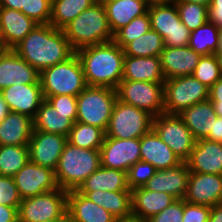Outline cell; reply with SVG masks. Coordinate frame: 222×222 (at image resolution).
I'll list each match as a JSON object with an SVG mask.
<instances>
[{"mask_svg":"<svg viewBox=\"0 0 222 222\" xmlns=\"http://www.w3.org/2000/svg\"><path fill=\"white\" fill-rule=\"evenodd\" d=\"M140 154L141 160L149 162L156 170H164L182 163L153 128L140 138Z\"/></svg>","mask_w":222,"mask_h":222,"instance_id":"obj_23","label":"cell"},{"mask_svg":"<svg viewBox=\"0 0 222 222\" xmlns=\"http://www.w3.org/2000/svg\"><path fill=\"white\" fill-rule=\"evenodd\" d=\"M215 55L217 57L219 68H220V73L222 76V52H216Z\"/></svg>","mask_w":222,"mask_h":222,"instance_id":"obj_57","label":"cell"},{"mask_svg":"<svg viewBox=\"0 0 222 222\" xmlns=\"http://www.w3.org/2000/svg\"><path fill=\"white\" fill-rule=\"evenodd\" d=\"M176 200L170 194L150 191L145 187L134 189L131 191L132 218L146 222Z\"/></svg>","mask_w":222,"mask_h":222,"instance_id":"obj_24","label":"cell"},{"mask_svg":"<svg viewBox=\"0 0 222 222\" xmlns=\"http://www.w3.org/2000/svg\"><path fill=\"white\" fill-rule=\"evenodd\" d=\"M204 139L222 143V117L216 116V121L210 129L209 134Z\"/></svg>","mask_w":222,"mask_h":222,"instance_id":"obj_50","label":"cell"},{"mask_svg":"<svg viewBox=\"0 0 222 222\" xmlns=\"http://www.w3.org/2000/svg\"><path fill=\"white\" fill-rule=\"evenodd\" d=\"M116 92L118 100L154 117L164 113V83L122 80Z\"/></svg>","mask_w":222,"mask_h":222,"instance_id":"obj_10","label":"cell"},{"mask_svg":"<svg viewBox=\"0 0 222 222\" xmlns=\"http://www.w3.org/2000/svg\"><path fill=\"white\" fill-rule=\"evenodd\" d=\"M105 132L85 123L75 122L67 137V141L84 149H100L103 144Z\"/></svg>","mask_w":222,"mask_h":222,"instance_id":"obj_36","label":"cell"},{"mask_svg":"<svg viewBox=\"0 0 222 222\" xmlns=\"http://www.w3.org/2000/svg\"><path fill=\"white\" fill-rule=\"evenodd\" d=\"M39 80L44 99L62 94L78 96L88 86L76 53L65 62L43 70Z\"/></svg>","mask_w":222,"mask_h":222,"instance_id":"obj_5","label":"cell"},{"mask_svg":"<svg viewBox=\"0 0 222 222\" xmlns=\"http://www.w3.org/2000/svg\"><path fill=\"white\" fill-rule=\"evenodd\" d=\"M18 208L0 204V222H18Z\"/></svg>","mask_w":222,"mask_h":222,"instance_id":"obj_49","label":"cell"},{"mask_svg":"<svg viewBox=\"0 0 222 222\" xmlns=\"http://www.w3.org/2000/svg\"><path fill=\"white\" fill-rule=\"evenodd\" d=\"M100 156L102 167L127 172L133 164L141 160L140 138L118 139L105 136L100 147Z\"/></svg>","mask_w":222,"mask_h":222,"instance_id":"obj_14","label":"cell"},{"mask_svg":"<svg viewBox=\"0 0 222 222\" xmlns=\"http://www.w3.org/2000/svg\"><path fill=\"white\" fill-rule=\"evenodd\" d=\"M180 20L190 30H196L208 21V6L188 2H175Z\"/></svg>","mask_w":222,"mask_h":222,"instance_id":"obj_38","label":"cell"},{"mask_svg":"<svg viewBox=\"0 0 222 222\" xmlns=\"http://www.w3.org/2000/svg\"><path fill=\"white\" fill-rule=\"evenodd\" d=\"M151 28L148 12L135 17L128 25L122 27L114 34L113 41L122 49L132 40L139 38Z\"/></svg>","mask_w":222,"mask_h":222,"instance_id":"obj_39","label":"cell"},{"mask_svg":"<svg viewBox=\"0 0 222 222\" xmlns=\"http://www.w3.org/2000/svg\"><path fill=\"white\" fill-rule=\"evenodd\" d=\"M184 200L210 207L222 203V175L190 172Z\"/></svg>","mask_w":222,"mask_h":222,"instance_id":"obj_17","label":"cell"},{"mask_svg":"<svg viewBox=\"0 0 222 222\" xmlns=\"http://www.w3.org/2000/svg\"><path fill=\"white\" fill-rule=\"evenodd\" d=\"M192 75L211 88L222 77L216 55H203Z\"/></svg>","mask_w":222,"mask_h":222,"instance_id":"obj_40","label":"cell"},{"mask_svg":"<svg viewBox=\"0 0 222 222\" xmlns=\"http://www.w3.org/2000/svg\"><path fill=\"white\" fill-rule=\"evenodd\" d=\"M37 25L21 11L0 8V41L3 49H13Z\"/></svg>","mask_w":222,"mask_h":222,"instance_id":"obj_21","label":"cell"},{"mask_svg":"<svg viewBox=\"0 0 222 222\" xmlns=\"http://www.w3.org/2000/svg\"><path fill=\"white\" fill-rule=\"evenodd\" d=\"M184 213V199H177L162 212L152 216L146 222H182Z\"/></svg>","mask_w":222,"mask_h":222,"instance_id":"obj_44","label":"cell"},{"mask_svg":"<svg viewBox=\"0 0 222 222\" xmlns=\"http://www.w3.org/2000/svg\"><path fill=\"white\" fill-rule=\"evenodd\" d=\"M67 213L71 222H118L110 212L77 190L68 192Z\"/></svg>","mask_w":222,"mask_h":222,"instance_id":"obj_25","label":"cell"},{"mask_svg":"<svg viewBox=\"0 0 222 222\" xmlns=\"http://www.w3.org/2000/svg\"><path fill=\"white\" fill-rule=\"evenodd\" d=\"M107 1H109V0H93V2L97 3V4H104Z\"/></svg>","mask_w":222,"mask_h":222,"instance_id":"obj_60","label":"cell"},{"mask_svg":"<svg viewBox=\"0 0 222 222\" xmlns=\"http://www.w3.org/2000/svg\"><path fill=\"white\" fill-rule=\"evenodd\" d=\"M131 191L127 172L119 169L100 167L92 173L77 191Z\"/></svg>","mask_w":222,"mask_h":222,"instance_id":"obj_32","label":"cell"},{"mask_svg":"<svg viewBox=\"0 0 222 222\" xmlns=\"http://www.w3.org/2000/svg\"><path fill=\"white\" fill-rule=\"evenodd\" d=\"M208 21L222 29V0H211L208 6Z\"/></svg>","mask_w":222,"mask_h":222,"instance_id":"obj_48","label":"cell"},{"mask_svg":"<svg viewBox=\"0 0 222 222\" xmlns=\"http://www.w3.org/2000/svg\"><path fill=\"white\" fill-rule=\"evenodd\" d=\"M100 167V149H84L67 141L54 170L57 185L67 192L78 190Z\"/></svg>","mask_w":222,"mask_h":222,"instance_id":"obj_3","label":"cell"},{"mask_svg":"<svg viewBox=\"0 0 222 222\" xmlns=\"http://www.w3.org/2000/svg\"><path fill=\"white\" fill-rule=\"evenodd\" d=\"M62 30L75 52L81 48L110 42L114 39L103 4L94 3Z\"/></svg>","mask_w":222,"mask_h":222,"instance_id":"obj_4","label":"cell"},{"mask_svg":"<svg viewBox=\"0 0 222 222\" xmlns=\"http://www.w3.org/2000/svg\"><path fill=\"white\" fill-rule=\"evenodd\" d=\"M13 178L22 200L59 188L53 169L34 164L30 161Z\"/></svg>","mask_w":222,"mask_h":222,"instance_id":"obj_13","label":"cell"},{"mask_svg":"<svg viewBox=\"0 0 222 222\" xmlns=\"http://www.w3.org/2000/svg\"><path fill=\"white\" fill-rule=\"evenodd\" d=\"M186 163L190 172L222 175V143L196 140Z\"/></svg>","mask_w":222,"mask_h":222,"instance_id":"obj_22","label":"cell"},{"mask_svg":"<svg viewBox=\"0 0 222 222\" xmlns=\"http://www.w3.org/2000/svg\"><path fill=\"white\" fill-rule=\"evenodd\" d=\"M13 50L39 73L75 54L63 30L38 24Z\"/></svg>","mask_w":222,"mask_h":222,"instance_id":"obj_1","label":"cell"},{"mask_svg":"<svg viewBox=\"0 0 222 222\" xmlns=\"http://www.w3.org/2000/svg\"><path fill=\"white\" fill-rule=\"evenodd\" d=\"M122 80L164 83L160 56L133 57L125 55Z\"/></svg>","mask_w":222,"mask_h":222,"instance_id":"obj_27","label":"cell"},{"mask_svg":"<svg viewBox=\"0 0 222 222\" xmlns=\"http://www.w3.org/2000/svg\"><path fill=\"white\" fill-rule=\"evenodd\" d=\"M88 86L116 89L123 77L124 51L113 40L77 50Z\"/></svg>","mask_w":222,"mask_h":222,"instance_id":"obj_2","label":"cell"},{"mask_svg":"<svg viewBox=\"0 0 222 222\" xmlns=\"http://www.w3.org/2000/svg\"><path fill=\"white\" fill-rule=\"evenodd\" d=\"M174 2H188V3H196L204 6H209L211 0H175Z\"/></svg>","mask_w":222,"mask_h":222,"instance_id":"obj_55","label":"cell"},{"mask_svg":"<svg viewBox=\"0 0 222 222\" xmlns=\"http://www.w3.org/2000/svg\"><path fill=\"white\" fill-rule=\"evenodd\" d=\"M178 115L196 140L204 139L209 134L217 116L210 100L196 103Z\"/></svg>","mask_w":222,"mask_h":222,"instance_id":"obj_31","label":"cell"},{"mask_svg":"<svg viewBox=\"0 0 222 222\" xmlns=\"http://www.w3.org/2000/svg\"><path fill=\"white\" fill-rule=\"evenodd\" d=\"M209 222H222V203L211 207Z\"/></svg>","mask_w":222,"mask_h":222,"instance_id":"obj_52","label":"cell"},{"mask_svg":"<svg viewBox=\"0 0 222 222\" xmlns=\"http://www.w3.org/2000/svg\"><path fill=\"white\" fill-rule=\"evenodd\" d=\"M39 76L13 49L0 51V91L14 84H41Z\"/></svg>","mask_w":222,"mask_h":222,"instance_id":"obj_16","label":"cell"},{"mask_svg":"<svg viewBox=\"0 0 222 222\" xmlns=\"http://www.w3.org/2000/svg\"><path fill=\"white\" fill-rule=\"evenodd\" d=\"M33 129V118L10 111L0 122V146H28Z\"/></svg>","mask_w":222,"mask_h":222,"instance_id":"obj_26","label":"cell"},{"mask_svg":"<svg viewBox=\"0 0 222 222\" xmlns=\"http://www.w3.org/2000/svg\"><path fill=\"white\" fill-rule=\"evenodd\" d=\"M151 29L158 32L167 47L188 46L190 30L180 20L175 2L148 8Z\"/></svg>","mask_w":222,"mask_h":222,"instance_id":"obj_11","label":"cell"},{"mask_svg":"<svg viewBox=\"0 0 222 222\" xmlns=\"http://www.w3.org/2000/svg\"><path fill=\"white\" fill-rule=\"evenodd\" d=\"M156 171V168L149 162L140 160L133 164L127 171L130 190L144 187Z\"/></svg>","mask_w":222,"mask_h":222,"instance_id":"obj_42","label":"cell"},{"mask_svg":"<svg viewBox=\"0 0 222 222\" xmlns=\"http://www.w3.org/2000/svg\"><path fill=\"white\" fill-rule=\"evenodd\" d=\"M22 7H24V0H0V8L21 11Z\"/></svg>","mask_w":222,"mask_h":222,"instance_id":"obj_51","label":"cell"},{"mask_svg":"<svg viewBox=\"0 0 222 222\" xmlns=\"http://www.w3.org/2000/svg\"><path fill=\"white\" fill-rule=\"evenodd\" d=\"M153 129L182 162L188 160L196 139L179 115L163 113L155 116Z\"/></svg>","mask_w":222,"mask_h":222,"instance_id":"obj_12","label":"cell"},{"mask_svg":"<svg viewBox=\"0 0 222 222\" xmlns=\"http://www.w3.org/2000/svg\"><path fill=\"white\" fill-rule=\"evenodd\" d=\"M118 221L132 219L131 191H78Z\"/></svg>","mask_w":222,"mask_h":222,"instance_id":"obj_29","label":"cell"},{"mask_svg":"<svg viewBox=\"0 0 222 222\" xmlns=\"http://www.w3.org/2000/svg\"><path fill=\"white\" fill-rule=\"evenodd\" d=\"M46 100L62 114H77V96L62 94L49 96Z\"/></svg>","mask_w":222,"mask_h":222,"instance_id":"obj_46","label":"cell"},{"mask_svg":"<svg viewBox=\"0 0 222 222\" xmlns=\"http://www.w3.org/2000/svg\"><path fill=\"white\" fill-rule=\"evenodd\" d=\"M116 100V89L87 86L77 96L76 121L96 126L106 132Z\"/></svg>","mask_w":222,"mask_h":222,"instance_id":"obj_6","label":"cell"},{"mask_svg":"<svg viewBox=\"0 0 222 222\" xmlns=\"http://www.w3.org/2000/svg\"><path fill=\"white\" fill-rule=\"evenodd\" d=\"M165 45L161 35L149 29L147 33L129 42L124 48V55L133 57L160 56Z\"/></svg>","mask_w":222,"mask_h":222,"instance_id":"obj_34","label":"cell"},{"mask_svg":"<svg viewBox=\"0 0 222 222\" xmlns=\"http://www.w3.org/2000/svg\"><path fill=\"white\" fill-rule=\"evenodd\" d=\"M10 112L8 105L3 99V95L0 91V122L8 115Z\"/></svg>","mask_w":222,"mask_h":222,"instance_id":"obj_53","label":"cell"},{"mask_svg":"<svg viewBox=\"0 0 222 222\" xmlns=\"http://www.w3.org/2000/svg\"><path fill=\"white\" fill-rule=\"evenodd\" d=\"M219 30L210 21H207L190 32L188 46L202 56L215 54L218 47Z\"/></svg>","mask_w":222,"mask_h":222,"instance_id":"obj_35","label":"cell"},{"mask_svg":"<svg viewBox=\"0 0 222 222\" xmlns=\"http://www.w3.org/2000/svg\"><path fill=\"white\" fill-rule=\"evenodd\" d=\"M66 143L67 137L64 135L33 129L28 143L29 161L55 170Z\"/></svg>","mask_w":222,"mask_h":222,"instance_id":"obj_15","label":"cell"},{"mask_svg":"<svg viewBox=\"0 0 222 222\" xmlns=\"http://www.w3.org/2000/svg\"><path fill=\"white\" fill-rule=\"evenodd\" d=\"M77 114H62L57 111L46 99L33 118V128L37 131L54 133L68 137L76 122Z\"/></svg>","mask_w":222,"mask_h":222,"instance_id":"obj_28","label":"cell"},{"mask_svg":"<svg viewBox=\"0 0 222 222\" xmlns=\"http://www.w3.org/2000/svg\"><path fill=\"white\" fill-rule=\"evenodd\" d=\"M21 201L14 178L0 176V204L19 207Z\"/></svg>","mask_w":222,"mask_h":222,"instance_id":"obj_43","label":"cell"},{"mask_svg":"<svg viewBox=\"0 0 222 222\" xmlns=\"http://www.w3.org/2000/svg\"><path fill=\"white\" fill-rule=\"evenodd\" d=\"M190 170L186 162L177 166L157 170L144 186L147 190L164 192L176 199H184L187 192Z\"/></svg>","mask_w":222,"mask_h":222,"instance_id":"obj_19","label":"cell"},{"mask_svg":"<svg viewBox=\"0 0 222 222\" xmlns=\"http://www.w3.org/2000/svg\"><path fill=\"white\" fill-rule=\"evenodd\" d=\"M103 5L113 34L135 17L146 14L149 8L144 0H109Z\"/></svg>","mask_w":222,"mask_h":222,"instance_id":"obj_30","label":"cell"},{"mask_svg":"<svg viewBox=\"0 0 222 222\" xmlns=\"http://www.w3.org/2000/svg\"><path fill=\"white\" fill-rule=\"evenodd\" d=\"M94 4L93 0H52L49 24L62 30L85 9Z\"/></svg>","mask_w":222,"mask_h":222,"instance_id":"obj_33","label":"cell"},{"mask_svg":"<svg viewBox=\"0 0 222 222\" xmlns=\"http://www.w3.org/2000/svg\"><path fill=\"white\" fill-rule=\"evenodd\" d=\"M209 89L193 75L164 81V113L178 115L188 107L209 100Z\"/></svg>","mask_w":222,"mask_h":222,"instance_id":"obj_7","label":"cell"},{"mask_svg":"<svg viewBox=\"0 0 222 222\" xmlns=\"http://www.w3.org/2000/svg\"><path fill=\"white\" fill-rule=\"evenodd\" d=\"M3 99L12 112L34 118L45 100L41 84H14L1 90Z\"/></svg>","mask_w":222,"mask_h":222,"instance_id":"obj_18","label":"cell"},{"mask_svg":"<svg viewBox=\"0 0 222 222\" xmlns=\"http://www.w3.org/2000/svg\"><path fill=\"white\" fill-rule=\"evenodd\" d=\"M21 12L38 24H49L52 0H24Z\"/></svg>","mask_w":222,"mask_h":222,"instance_id":"obj_41","label":"cell"},{"mask_svg":"<svg viewBox=\"0 0 222 222\" xmlns=\"http://www.w3.org/2000/svg\"><path fill=\"white\" fill-rule=\"evenodd\" d=\"M153 118L149 112L117 99L105 136L118 139L141 138L153 128Z\"/></svg>","mask_w":222,"mask_h":222,"instance_id":"obj_8","label":"cell"},{"mask_svg":"<svg viewBox=\"0 0 222 222\" xmlns=\"http://www.w3.org/2000/svg\"><path fill=\"white\" fill-rule=\"evenodd\" d=\"M209 100L213 103L216 115L222 117V77L209 89Z\"/></svg>","mask_w":222,"mask_h":222,"instance_id":"obj_47","label":"cell"},{"mask_svg":"<svg viewBox=\"0 0 222 222\" xmlns=\"http://www.w3.org/2000/svg\"><path fill=\"white\" fill-rule=\"evenodd\" d=\"M0 50H3V46H2L1 41H0Z\"/></svg>","mask_w":222,"mask_h":222,"instance_id":"obj_61","label":"cell"},{"mask_svg":"<svg viewBox=\"0 0 222 222\" xmlns=\"http://www.w3.org/2000/svg\"><path fill=\"white\" fill-rule=\"evenodd\" d=\"M68 192L57 188L41 195L23 199L18 208V222H47L67 212Z\"/></svg>","mask_w":222,"mask_h":222,"instance_id":"obj_9","label":"cell"},{"mask_svg":"<svg viewBox=\"0 0 222 222\" xmlns=\"http://www.w3.org/2000/svg\"><path fill=\"white\" fill-rule=\"evenodd\" d=\"M47 222H71V220L68 213L66 212L62 217H59L55 220L47 221Z\"/></svg>","mask_w":222,"mask_h":222,"instance_id":"obj_56","label":"cell"},{"mask_svg":"<svg viewBox=\"0 0 222 222\" xmlns=\"http://www.w3.org/2000/svg\"><path fill=\"white\" fill-rule=\"evenodd\" d=\"M118 222H143V221H140V220H136V219H129V220H122V221H118Z\"/></svg>","mask_w":222,"mask_h":222,"instance_id":"obj_59","label":"cell"},{"mask_svg":"<svg viewBox=\"0 0 222 222\" xmlns=\"http://www.w3.org/2000/svg\"><path fill=\"white\" fill-rule=\"evenodd\" d=\"M217 52H222V29L219 30V39H218Z\"/></svg>","mask_w":222,"mask_h":222,"instance_id":"obj_58","label":"cell"},{"mask_svg":"<svg viewBox=\"0 0 222 222\" xmlns=\"http://www.w3.org/2000/svg\"><path fill=\"white\" fill-rule=\"evenodd\" d=\"M148 6L152 5H163V4H171L175 0H144Z\"/></svg>","mask_w":222,"mask_h":222,"instance_id":"obj_54","label":"cell"},{"mask_svg":"<svg viewBox=\"0 0 222 222\" xmlns=\"http://www.w3.org/2000/svg\"><path fill=\"white\" fill-rule=\"evenodd\" d=\"M210 206L191 204L184 200L182 222H209Z\"/></svg>","mask_w":222,"mask_h":222,"instance_id":"obj_45","label":"cell"},{"mask_svg":"<svg viewBox=\"0 0 222 222\" xmlns=\"http://www.w3.org/2000/svg\"><path fill=\"white\" fill-rule=\"evenodd\" d=\"M28 161V146H0V176L13 177Z\"/></svg>","mask_w":222,"mask_h":222,"instance_id":"obj_37","label":"cell"},{"mask_svg":"<svg viewBox=\"0 0 222 222\" xmlns=\"http://www.w3.org/2000/svg\"><path fill=\"white\" fill-rule=\"evenodd\" d=\"M201 57L189 46H165L160 55L165 80L192 75Z\"/></svg>","mask_w":222,"mask_h":222,"instance_id":"obj_20","label":"cell"}]
</instances>
